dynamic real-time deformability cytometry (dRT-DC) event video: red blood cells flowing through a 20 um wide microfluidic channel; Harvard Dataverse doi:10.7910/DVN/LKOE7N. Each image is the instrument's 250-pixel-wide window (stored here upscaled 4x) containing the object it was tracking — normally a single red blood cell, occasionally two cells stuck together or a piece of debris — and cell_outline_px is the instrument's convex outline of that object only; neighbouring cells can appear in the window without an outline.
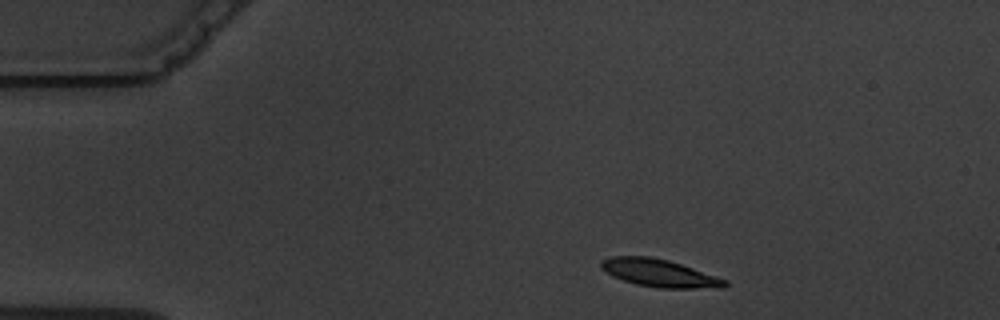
{"species": "common noctule bat (a hibernating species)", "species_latin": "Nyctalus noctula", "temperature_condition": "warm", "stored_images_in_passage": 3, "camera_frame_rate_fps": 3000, "um_per_image_px": 0.085, "animal": {"sex": "male", "body_mass_g": 19.5, "forearm_length_mm": 54.6}, "frame": {"image": 1, "passage_image": 1, "time_ms": 0.0, "image_size_px": [1000, 320], "cell_outline_px": [[728, 284], [724, 288], [660, 288], [636, 284], [612, 276], [604, 272], [600, 268], [600, 260], [612, 256], [652, 256], [668, 260], [728, 280]], "centroid_in_image_um": [56.02, 23.21], "position_along_channel_um": 29.0, "area_um2": 20.0}}